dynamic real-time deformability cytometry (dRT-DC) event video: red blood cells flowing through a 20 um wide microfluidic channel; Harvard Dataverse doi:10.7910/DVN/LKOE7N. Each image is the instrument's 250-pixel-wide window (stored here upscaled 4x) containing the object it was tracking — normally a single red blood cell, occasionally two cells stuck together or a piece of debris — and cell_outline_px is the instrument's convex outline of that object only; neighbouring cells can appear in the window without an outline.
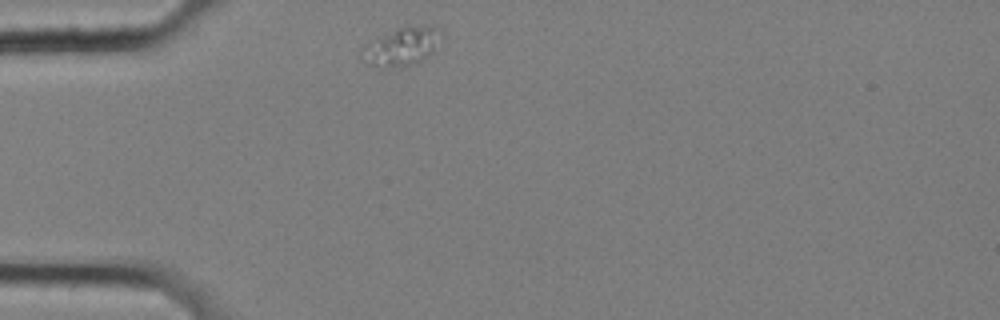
{"species": "common noctule bat (a hibernating species)", "species_latin": "Nyctalus noctula", "temperature_condition": "cold", "stored_images_in_passage": 35, "camera_frame_rate_fps": 3000, "um_per_image_px": 0.085, "animal": {"sex": "female", "body_mass_g": 25.1}, "frame": {"image": 1, "passage_image": 1, "time_ms": 0.0, "image_size_px": [1000, 320], "cell_outline_px": [[444, 40], [420, 64], [392, 68], [372, 64], [368, 60], [376, 44], [380, 40], [400, 28], [432, 24], [444, 36]], "centroid_in_image_um": [34.55, 3.96], "position_along_channel_um": 50.4, "area_um2": 15.95}}
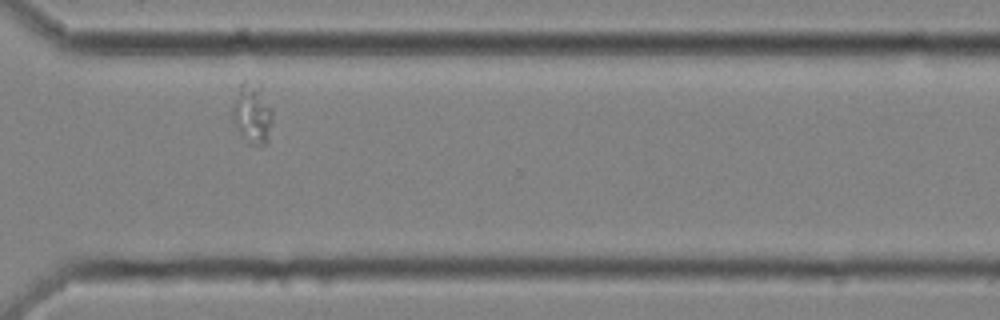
{"frame": {"image": 2, "passage_image": 30, "time_ms": 9.667, "image_size_px": [1000, 320], "cell_outline_px": [[272, 112], [268, 140], [260, 148], [256, 148], [248, 144], [236, 128], [232, 120], [232, 108], [240, 84], [244, 76], [260, 84], [272, 108]], "centroid_in_image_um": [21.44, 9.62], "position_along_channel_um": 349.2, "area_um2": 14.62}}
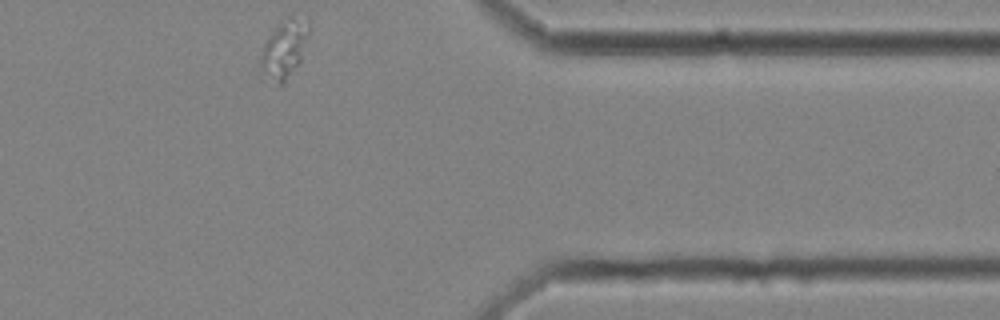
{"frame": {"image": 3, "passage_image": 35, "time_ms": 11.333, "image_size_px": [1000, 320], "cell_outline_px": [[312, 24], [300, 60], [284, 80], [280, 84], [260, 68], [260, 52], [268, 36], [292, 12]], "centroid_in_image_um": [24.2, 4.03], "position_along_channel_um": 387.2, "area_um2": 15.78}}